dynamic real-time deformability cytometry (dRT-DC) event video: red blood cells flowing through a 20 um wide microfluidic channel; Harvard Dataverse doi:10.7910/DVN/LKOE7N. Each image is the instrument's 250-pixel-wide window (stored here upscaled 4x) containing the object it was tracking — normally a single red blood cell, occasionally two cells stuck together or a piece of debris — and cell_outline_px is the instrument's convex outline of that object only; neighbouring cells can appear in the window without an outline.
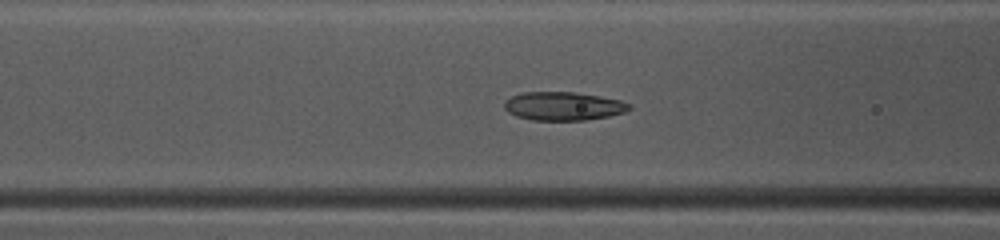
{"species": "common noctule bat (a hibernating species)", "species_latin": "Nyctalus noctula", "temperature_condition": "warm", "stored_images_in_passage": 39, "camera_frame_rate_fps": 3000, "um_per_image_px": 0.085, "animal": {"sex": "female", "body_mass_g": 10.0, "forearm_length_mm": 53.1}, "frame": {"image": 1, "passage_image": 9, "time_ms": 2.667, "image_size_px": [1000, 240], "cell_outline_px": [[632, 108], [624, 112], [608, 116], [584, 120], [532, 120], [516, 116], [508, 112], [504, 108], [504, 100], [520, 92], [576, 92], [600, 96], [620, 100], [632, 104]], "centroid_in_image_um": [47.87, 9.01], "position_along_channel_um": 118.7, "area_um2": 20.87}}
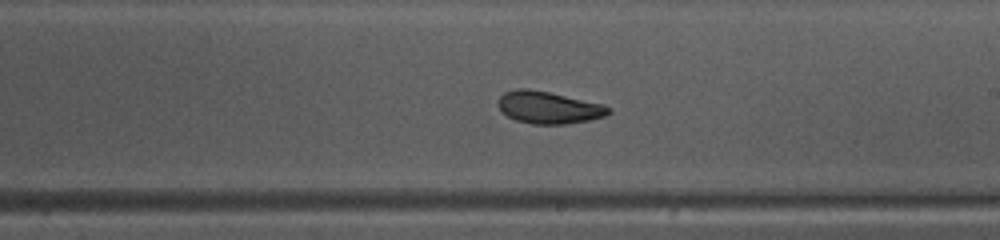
{"frame": {"image": 2, "passage_image": 18, "time_ms": 5.667, "image_size_px": [1000, 240], "cell_outline_px": [[612, 112], [604, 116], [588, 120], [568, 124], [532, 124], [516, 120], [500, 112], [496, 104], [500, 96], [504, 92], [516, 88], [528, 88], [548, 92], [600, 104], [608, 108]], "centroid_in_image_um": [46.54, 9.14], "position_along_channel_um": 242.5, "area_um2": 20.58}}
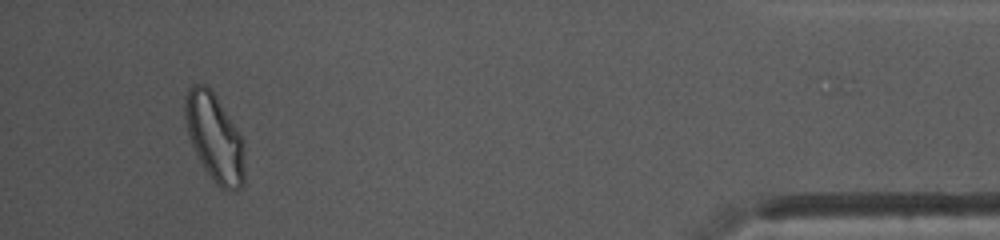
{"frame": {"image": 3, "passage_image": 35, "time_ms": 11.333, "image_size_px": [1000, 240], "cell_outline_px": [[244, 184], [236, 192], [228, 192], [220, 188], [216, 184], [204, 168], [192, 144], [188, 132], [184, 116], [184, 100], [188, 88], [192, 84], [204, 84], [216, 96], [236, 128], [240, 136], [244, 164]], "centroid_in_image_um": [18.22, 11.73], "position_along_channel_um": 417.0, "area_um2": 30.06}, "authors_computed_cell_mechanics": {"area_um2": 21.2126, "velocity_mm_per_s": 4.114, "shape_relaxation_time_tau1_ms": 7.7058, "shape_relaxation_time_tau2_ms": 2.2873, "deformation_change_tau1": 0.1701, "deformation_change_tau2": 0.0682}}